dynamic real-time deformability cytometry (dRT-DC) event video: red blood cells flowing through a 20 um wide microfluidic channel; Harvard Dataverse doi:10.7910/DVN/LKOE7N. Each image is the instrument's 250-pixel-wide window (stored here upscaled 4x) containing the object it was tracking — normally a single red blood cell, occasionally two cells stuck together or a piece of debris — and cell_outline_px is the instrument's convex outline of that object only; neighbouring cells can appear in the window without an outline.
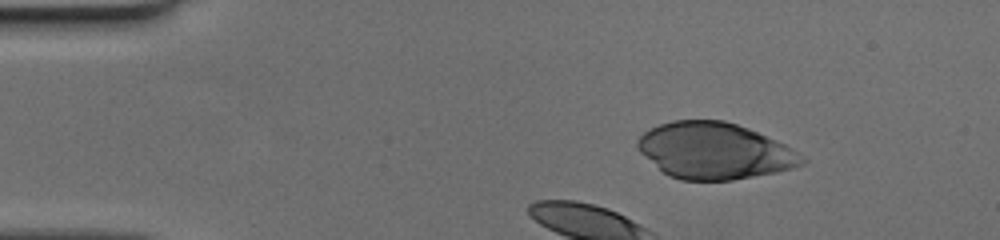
{"species": "human", "species_latin": "Homo sapiens", "temperature_condition": "cold", "stored_images_in_passage": 32, "camera_frame_rate_fps": 3000, "um_per_image_px": 0.085, "donor": {"sex": "female"}, "frame": {"image": 1, "passage_image": 1, "time_ms": 0.0, "image_size_px": [1000, 240], "cell_outline_px": [[808, 160], [804, 164], [792, 168], [776, 172], [732, 180], [680, 180], [668, 176], [640, 152], [636, 144], [636, 140], [648, 128], [672, 120], [724, 120], [748, 128], [776, 140], [792, 148]], "centroid_in_image_um": [60.72, 12.82], "position_along_channel_um": 24.3, "area_um2": 53.93}}
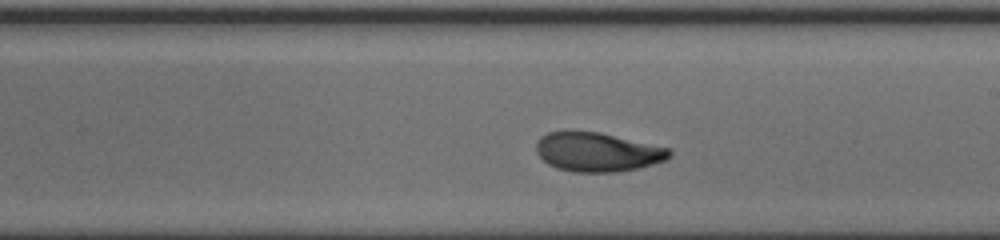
{"frame": {"image": 2, "passage_image": 20, "time_ms": 6.333, "image_size_px": [1000, 240], "cell_outline_px": [[672, 156], [664, 160], [640, 168], [616, 172], [572, 172], [556, 168], [548, 164], [536, 152], [536, 140], [540, 136], [548, 132], [568, 128], [600, 132], [668, 148], [672, 152]], "centroid_in_image_um": [50.71, 12.89], "position_along_channel_um": 238.3, "area_um2": 30.98}}
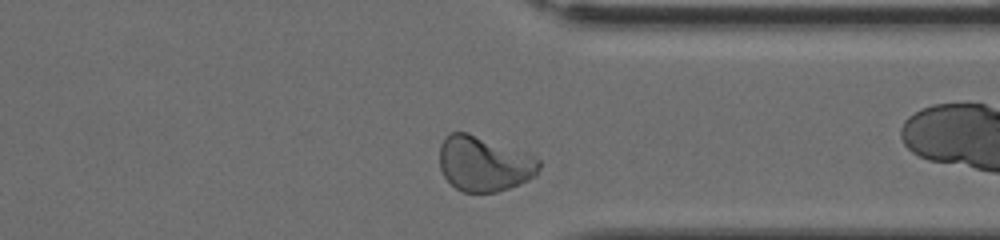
{"frame": {"image": 3, "passage_image": 30, "time_ms": 9.667, "image_size_px": [1000, 240], "cell_outline_px": [[540, 168], [536, 176], [528, 180], [508, 188], [496, 192], [464, 192], [456, 188], [444, 176], [440, 168], [440, 144], [452, 132], [468, 132], [532, 156], [540, 160]], "centroid_in_image_um": [41.13, 13.93], "position_along_channel_um": 370.3, "area_um2": 31.5}}